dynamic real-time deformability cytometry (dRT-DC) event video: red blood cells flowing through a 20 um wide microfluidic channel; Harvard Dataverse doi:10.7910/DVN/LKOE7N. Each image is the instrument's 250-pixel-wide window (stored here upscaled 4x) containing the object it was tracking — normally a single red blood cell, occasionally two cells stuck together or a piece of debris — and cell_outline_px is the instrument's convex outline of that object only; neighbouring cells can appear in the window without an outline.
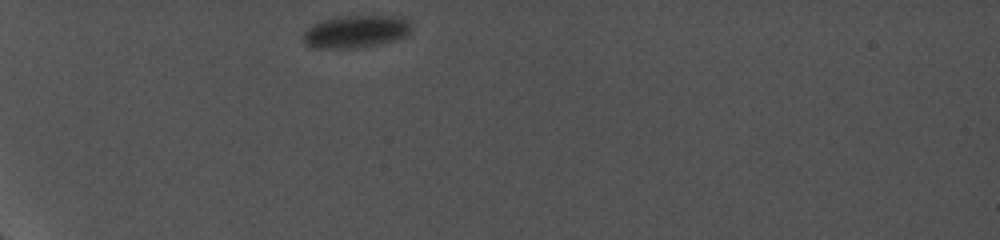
{"species": "common noctule bat (a hibernating species)", "species_latin": "Nyctalus noctula", "temperature_condition": "cold", "stored_images_in_passage": 41, "camera_frame_rate_fps": 5000, "um_per_image_px": 0.085, "animal": {"sex": "female", "body_mass_g": 19.0, "forearm_length_mm": 56.7}, "frame": {"image": 1, "passage_image": 1, "time_ms": 0.0, "image_size_px": [1000, 240], "cell_outline_px": [[412, 28], [404, 36], [396, 40], [360, 48], [312, 48], [304, 44], [304, 32], [312, 24], [320, 20], [336, 16], [404, 16], [412, 24]], "centroid_in_image_um": [30.24, 2.67], "position_along_channel_um": 54.8, "area_um2": 20.81}}
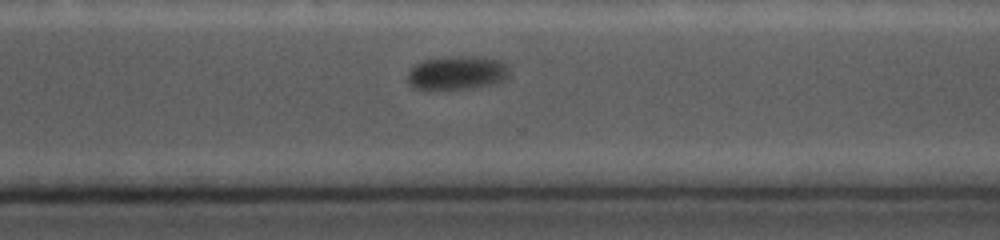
{"frame": {"image": 2, "passage_image": 35, "time_ms": 8.8, "image_size_px": [1000, 240], "cell_outline_px": [[508, 76], [496, 84], [476, 88], [428, 92], [412, 88], [408, 84], [408, 72], [416, 64], [424, 60], [444, 56], [484, 56], [500, 60], [508, 68]], "centroid_in_image_um": [38.8, 6.23], "position_along_channel_um": 331.8, "area_um2": 20.98}}
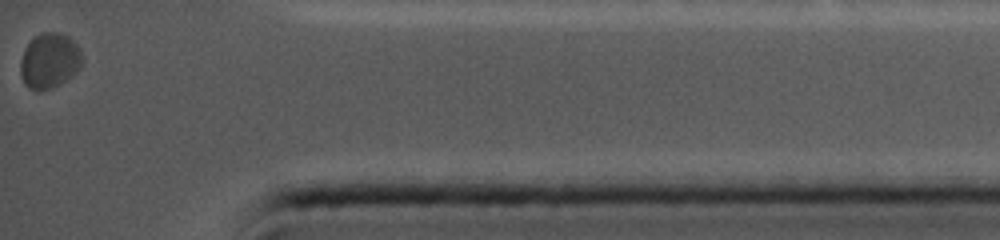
{"frame": {"image": 3, "passage_image": 41, "time_ms": 11.8, "image_size_px": [1000, 240], "cell_outline_px": [[84, 56], [80, 68], [76, 72], [64, 80], [48, 88], [28, 88], [24, 84], [20, 72], [20, 60], [24, 48], [36, 36], [44, 32], [60, 32], [68, 36], [80, 48]], "centroid_in_image_um": [4.22, 5.11], "position_along_channel_um": 431.0, "area_um2": 19.59}, "authors_computed_cell_mechanics": {"area_um2": 21.675, "velocity_mm_per_s": 3.6277, "shape_relaxation_time_tau1_ms": 0.3312, "shape_relaxation_time_tau2_ms": null, "deformation_change_tau1": 0.0492, "deformation_change_tau2": null}}